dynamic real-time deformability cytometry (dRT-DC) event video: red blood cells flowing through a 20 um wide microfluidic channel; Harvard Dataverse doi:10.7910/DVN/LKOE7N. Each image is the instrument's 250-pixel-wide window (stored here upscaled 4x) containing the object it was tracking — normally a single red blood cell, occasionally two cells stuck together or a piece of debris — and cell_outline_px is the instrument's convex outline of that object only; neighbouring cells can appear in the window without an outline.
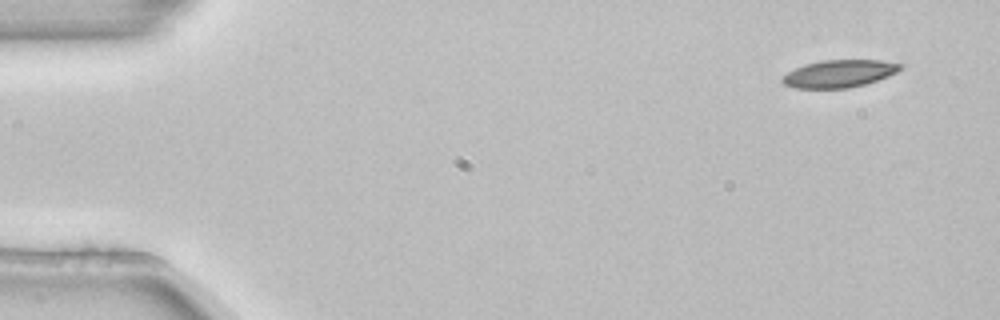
{"species": "common noctule bat (a hibernating species)", "species_latin": "Nyctalus noctula", "temperature_condition": "room temperature", "stored_images_in_passage": 5, "segment_of_instrument_passage": [1, 2], "camera_frame_rate_fps": 3000, "um_per_image_px": 0.085, "animal": {"sex": "female", "body_mass_g": 22.7, "forearm_length_mm": 54.2}, "frame": {"image": 1, "passage_image": 1, "time_ms": 0.0, "image_size_px": [1000, 320], "cell_outline_px": [[904, 64], [896, 72], [888, 76], [864, 84], [848, 88], [792, 88], [784, 84], [780, 80], [780, 76], [804, 64], [820, 60], [884, 60]], "centroid_in_image_um": [71.29, 6.25], "position_along_channel_um": 13.7, "area_um2": 18.96}}
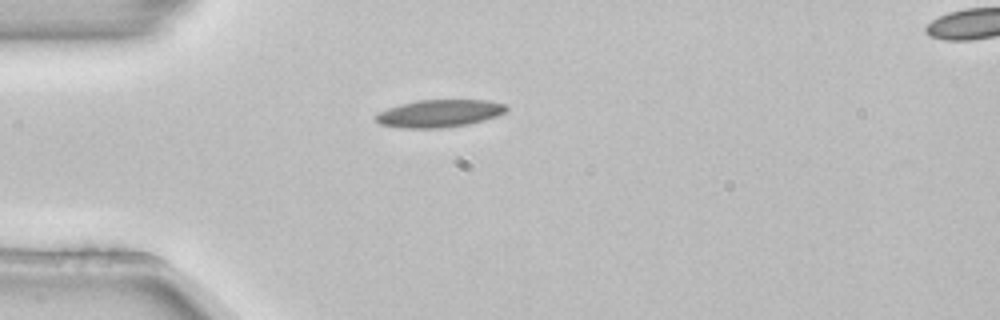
{"frame": {"image": 2, "passage_image": 4, "time_ms": 1.0, "image_size_px": [1000, 320], "cell_outline_px": [[508, 108], [504, 112], [496, 116], [484, 120], [468, 124], [440, 128], [400, 128], [380, 124], [372, 116], [376, 112], [400, 104], [420, 100], [488, 100], [504, 104]], "centroid_in_image_um": [37.29, 9.64], "position_along_channel_um": 47.7, "area_um2": 20.98}}